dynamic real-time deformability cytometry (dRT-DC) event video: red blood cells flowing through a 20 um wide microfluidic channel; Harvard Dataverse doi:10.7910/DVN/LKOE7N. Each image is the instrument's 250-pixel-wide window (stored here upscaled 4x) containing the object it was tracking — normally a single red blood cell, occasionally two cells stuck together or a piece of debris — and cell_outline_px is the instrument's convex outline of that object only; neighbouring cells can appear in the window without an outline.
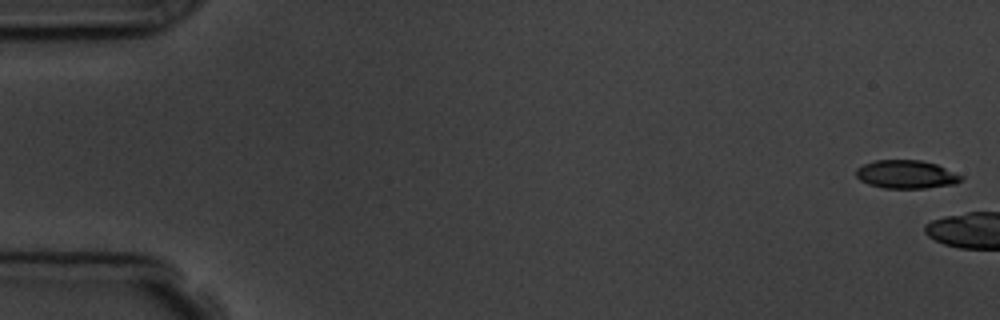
{"species": "common noctule bat (a hibernating species)", "species_latin": "Nyctalus noctula", "temperature_condition": "room temperature", "stored_images_in_passage": 4, "camera_frame_rate_fps": 3000, "um_per_image_px": 0.085, "animal": {"sex": "male", "body_mass_g": 19.5, "forearm_length_mm": 54.6}, "frame": {"image": 1, "passage_image": 1, "time_ms": 0.0, "image_size_px": [1000, 320], "cell_outline_px": [[964, 180], [956, 184], [924, 188], [884, 188], [868, 184], [860, 180], [856, 176], [856, 168], [864, 164], [876, 160], [920, 160], [936, 164], [964, 176]], "centroid_in_image_um": [77.05, 14.82], "position_along_channel_um": 7.9, "area_um2": 17.4}}